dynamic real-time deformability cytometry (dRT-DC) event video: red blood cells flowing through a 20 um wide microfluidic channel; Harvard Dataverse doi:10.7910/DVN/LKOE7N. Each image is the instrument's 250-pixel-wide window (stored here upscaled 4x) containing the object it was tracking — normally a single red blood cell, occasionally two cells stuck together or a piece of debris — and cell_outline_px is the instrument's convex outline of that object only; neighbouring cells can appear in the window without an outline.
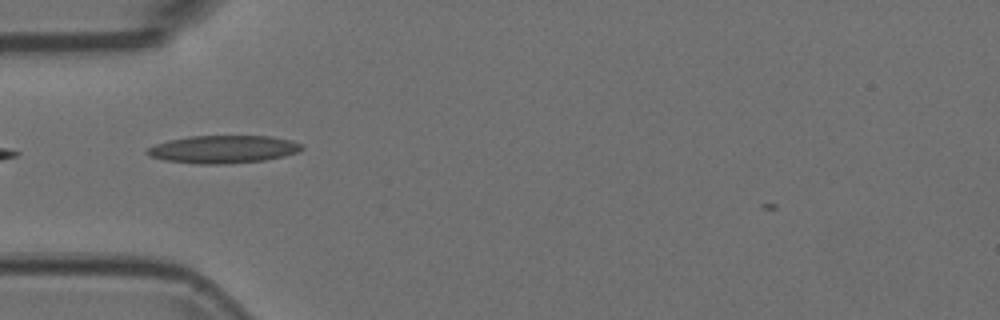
{"species": "Egyptian fruit bat (a non-hibernating species)", "species_latin": "Rousettus aegyptiacus", "temperature_condition": "room temperature", "stored_images_in_passage": 16, "camera_frame_rate_fps": 3000, "um_per_image_px": 0.085, "animal": {"sex": "female"}, "frame": {"image": 1, "passage_image": 2, "time_ms": 0.333, "image_size_px": [1000, 320], "cell_outline_px": [[304, 148], [296, 152], [284, 156], [264, 160], [220, 164], [196, 164], [164, 160], [148, 156], [144, 152], [148, 148], [156, 144], [168, 140], [192, 136], [272, 136], [292, 140], [304, 144]], "centroid_in_image_um": [18.97, 12.68], "position_along_channel_um": 66.0, "area_um2": 25.09}}
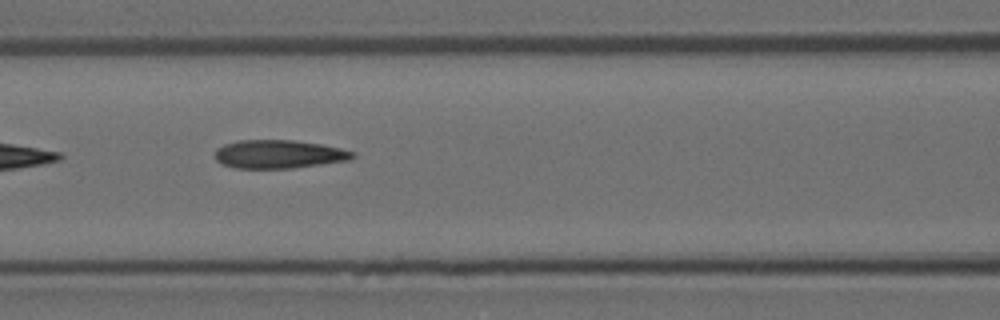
{"frame": {"image": 2, "passage_image": 8, "time_ms": 2.333, "image_size_px": [1000, 320], "cell_outline_px": [[356, 156], [348, 160], [292, 168], [236, 168], [220, 164], [216, 160], [216, 148], [224, 144], [236, 140], [292, 140], [320, 144], [340, 148], [356, 152]], "centroid_in_image_um": [23.67, 13.1], "position_along_channel_um": 142.9, "area_um2": 22.77}}